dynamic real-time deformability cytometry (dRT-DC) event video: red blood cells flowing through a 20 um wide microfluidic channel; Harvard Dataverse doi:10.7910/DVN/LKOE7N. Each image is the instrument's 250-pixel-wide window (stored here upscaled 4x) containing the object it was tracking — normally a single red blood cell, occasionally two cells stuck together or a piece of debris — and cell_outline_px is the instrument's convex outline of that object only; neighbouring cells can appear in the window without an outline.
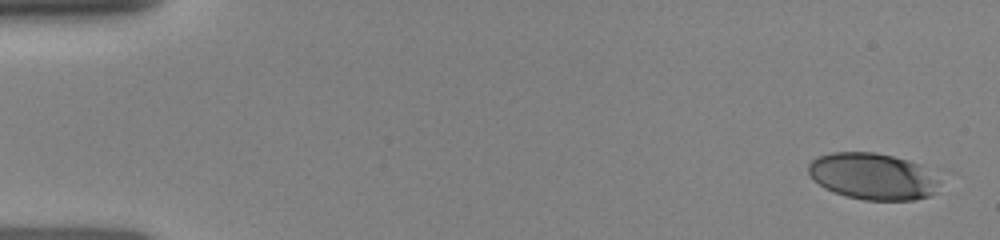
{"species": "human", "species_latin": "Homo sapiens", "temperature_condition": "room temperature", "stored_images_in_passage": 12, "camera_frame_rate_fps": 3000, "um_per_image_px": 0.085, "donor": {"sex": "female"}, "frame": {"image": 1, "passage_image": 1, "time_ms": 0.0, "image_size_px": [1000, 240], "cell_outline_px": [[944, 176], [936, 192], [932, 196], [916, 200], [864, 200], [844, 196], [824, 188], [812, 180], [808, 172], [808, 164], [816, 156], [832, 152], [876, 152], [908, 160], [920, 164]], "centroid_in_image_um": [74.26, 14.99], "position_along_channel_um": 10.7, "area_um2": 36.7}}
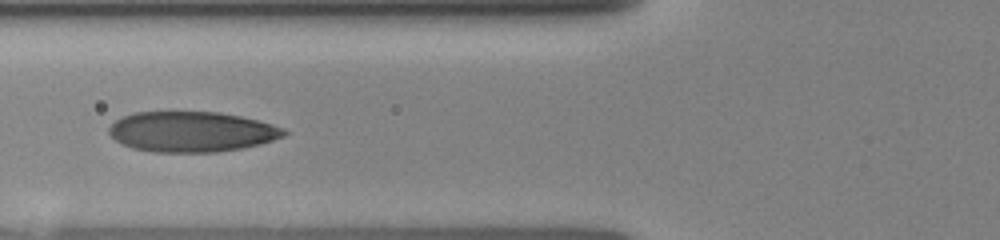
{"frame": {"image": 2, "passage_image": 9, "time_ms": 5.667, "image_size_px": [1000, 240], "cell_outline_px": [[288, 132], [284, 136], [260, 144], [240, 148], [216, 152], [152, 152], [132, 148], [116, 140], [108, 132], [108, 128], [120, 116], [132, 112], [220, 112], [240, 116], [272, 124], [284, 128]], "centroid_in_image_um": [16.27, 11.19], "position_along_channel_um": 109.5, "area_um2": 41.15}}
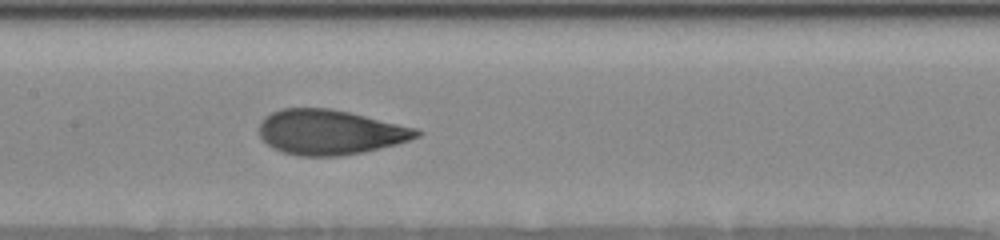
{"frame": {"image": 3, "passage_image": 12, "time_ms": 7.333, "image_size_px": [1000, 240], "cell_outline_px": [[424, 132], [420, 136], [396, 144], [364, 152], [336, 156], [296, 156], [284, 152], [268, 144], [260, 136], [260, 120], [264, 116], [272, 112], [284, 108], [332, 108], [416, 128]], "centroid_in_image_um": [28.05, 11.23], "position_along_channel_um": 179.3, "area_um2": 41.04}}